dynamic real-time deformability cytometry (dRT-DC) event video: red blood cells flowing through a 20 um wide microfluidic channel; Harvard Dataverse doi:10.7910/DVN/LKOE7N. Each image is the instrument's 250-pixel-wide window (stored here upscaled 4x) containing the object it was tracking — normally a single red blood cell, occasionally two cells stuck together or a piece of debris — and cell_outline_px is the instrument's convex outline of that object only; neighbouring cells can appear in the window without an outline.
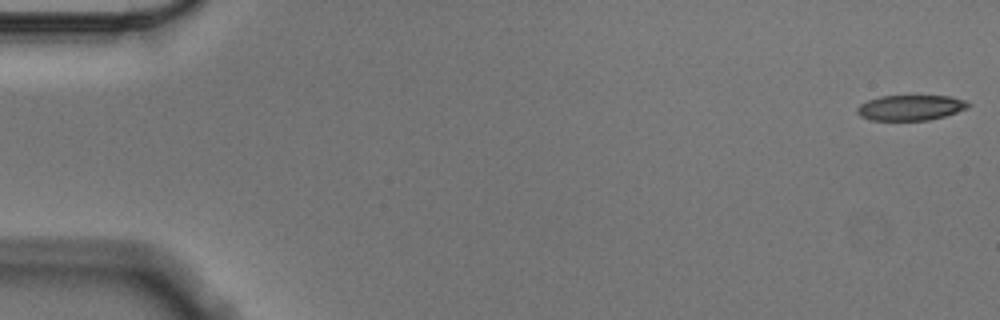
{"species": "Egyptian fruit bat (a non-hibernating species)", "species_latin": "Rousettus aegyptiacus", "temperature_condition": "cold", "stored_images_in_passage": 56, "camera_frame_rate_fps": 3000, "um_per_image_px": 0.085, "animal": {"sex": "male"}, "frame": {"image": 1, "passage_image": 1, "time_ms": 0.0, "image_size_px": [1000, 320], "cell_outline_px": [[972, 104], [968, 108], [944, 116], [928, 120], [868, 120], [860, 116], [856, 112], [856, 108], [860, 104], [868, 100], [880, 96], [952, 96], [964, 100]], "centroid_in_image_um": [77.38, 9.15], "position_along_channel_um": 7.6, "area_um2": 16.47}}
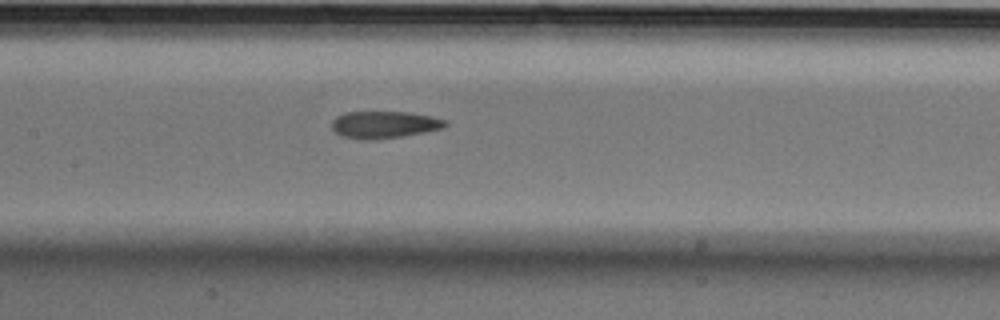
{"frame": {"image": 2, "passage_image": 27, "time_ms": 8.667, "image_size_px": [1000, 320], "cell_outline_px": [[448, 124], [444, 128], [424, 132], [376, 140], [364, 140], [340, 136], [332, 128], [332, 120], [336, 116], [344, 112], [408, 112], [428, 116], [444, 120]], "centroid_in_image_um": [32.61, 10.6], "position_along_channel_um": 174.8, "area_um2": 17.86}}
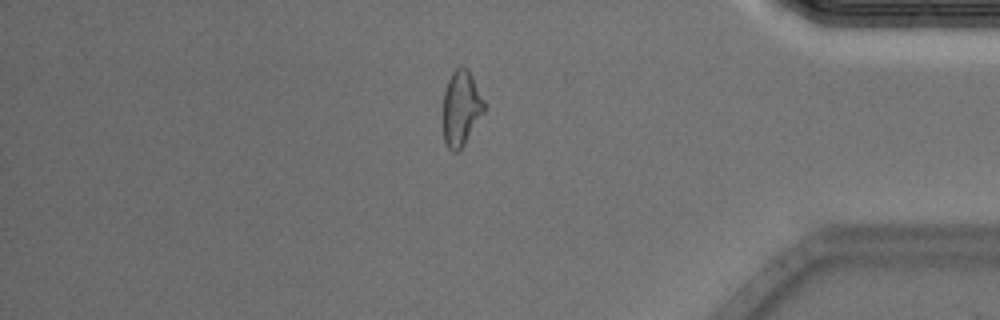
{"frame": {"image": 3, "passage_image": 48, "time_ms": 15.667, "image_size_px": [1000, 320], "cell_outline_px": [[484, 112], [460, 152], [452, 152], [448, 148], [444, 140], [444, 92], [448, 80], [452, 72], [460, 64], [468, 68], [484, 100]], "centroid_in_image_um": [39.2, 9.2], "position_along_channel_um": 396.0, "area_um2": 18.03}, "authors_computed_cell_mechanics": {"area_um2": 18.1492, "velocity_mm_per_s": 3.552, "shape_relaxation_time_tau1_ms": null, "shape_relaxation_time_tau2_ms": 2.9361, "deformation_change_tau1": null, "deformation_change_tau2": 0.1081}}